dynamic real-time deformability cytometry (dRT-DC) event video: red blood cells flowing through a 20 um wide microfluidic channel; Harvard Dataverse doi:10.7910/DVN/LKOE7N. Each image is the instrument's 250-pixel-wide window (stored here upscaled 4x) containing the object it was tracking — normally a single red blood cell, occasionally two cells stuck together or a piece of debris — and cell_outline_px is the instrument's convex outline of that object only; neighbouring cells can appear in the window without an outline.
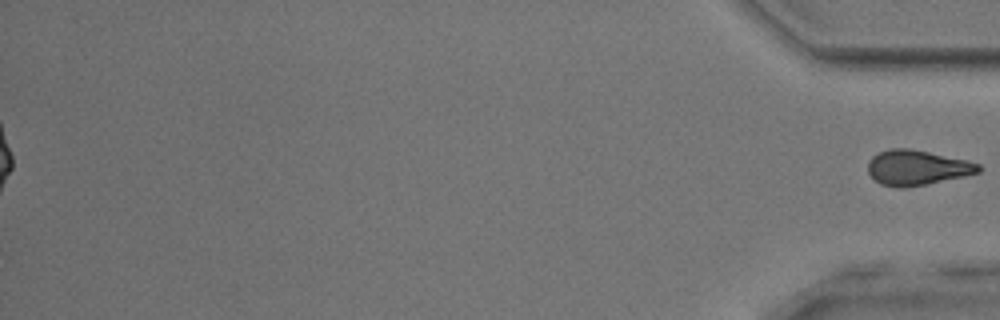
{"species": "common noctule bat (a hibernating species)", "species_latin": "Nyctalus noctula", "temperature_condition": "room temperature", "stored_images_in_passage": 39, "segment_of_instrument_passage": [2, 2], "camera_frame_rate_fps": 3000, "um_per_image_px": 0.085, "animal": {"sex": "male", "body_mass_g": 17.9, "forearm_length_mm": 54.2}, "frame": {"image": 1, "passage_image": 39, "time_ms": 12.667, "image_size_px": [1000, 320], "cell_outline_px": [[984, 168], [980, 172], [964, 176], [904, 188], [896, 188], [880, 184], [868, 172], [868, 160], [872, 156], [888, 148], [908, 148], [968, 160], [980, 164]], "centroid_in_image_um": [77.95, 14.24], "position_along_channel_um": 357.2, "area_um2": 22.6}}